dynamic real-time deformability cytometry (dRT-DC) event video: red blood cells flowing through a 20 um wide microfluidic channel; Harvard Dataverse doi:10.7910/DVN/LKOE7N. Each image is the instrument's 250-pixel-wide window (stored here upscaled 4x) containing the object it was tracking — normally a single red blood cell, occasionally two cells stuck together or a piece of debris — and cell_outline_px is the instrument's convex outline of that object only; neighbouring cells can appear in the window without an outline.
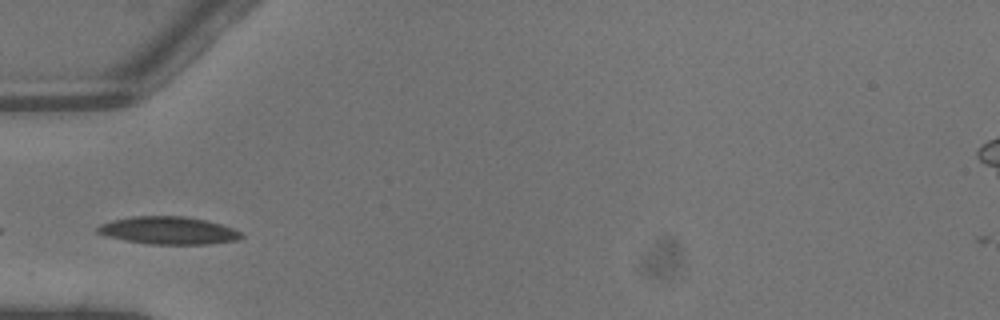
{"species": "common noctule bat (a hibernating species)", "species_latin": "Nyctalus noctula", "temperature_condition": "warm", "stored_images_in_passage": 2, "camera_frame_rate_fps": 3000, "um_per_image_px": 0.085, "animal": {"sex": "male", "body_mass_g": 13.3}, "frame": {"image": 1, "passage_image": 2, "time_ms": 0.333, "image_size_px": [1000, 320], "cell_outline_px": [[244, 236], [240, 240], [208, 244], [148, 244], [124, 240], [108, 236], [96, 232], [96, 228], [100, 224], [112, 220], [132, 216], [184, 216], [204, 220], [220, 224], [232, 228], [240, 232]], "centroid_in_image_um": [14.31, 19.59], "position_along_channel_um": 70.7, "area_um2": 23.12}}